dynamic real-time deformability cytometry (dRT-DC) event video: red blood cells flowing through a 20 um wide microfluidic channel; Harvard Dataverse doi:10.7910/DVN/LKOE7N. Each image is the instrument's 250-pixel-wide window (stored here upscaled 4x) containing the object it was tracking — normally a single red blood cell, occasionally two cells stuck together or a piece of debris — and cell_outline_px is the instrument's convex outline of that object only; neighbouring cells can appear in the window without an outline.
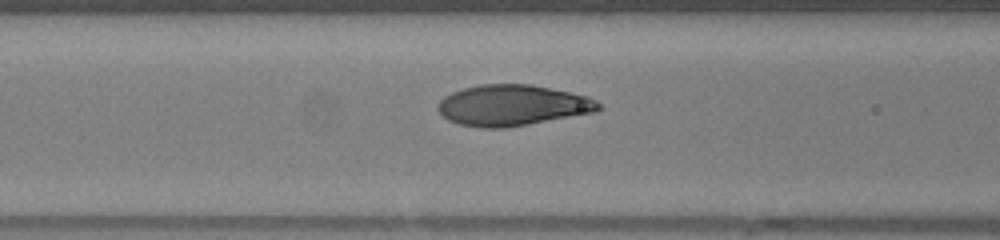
{"species": "human", "species_latin": "Homo sapiens", "temperature_condition": "warm", "stored_images_in_passage": 9, "camera_frame_rate_fps": 3000, "um_per_image_px": 0.085, "donor": {"sex": "female"}, "frame": {"image": 1, "passage_image": 7, "time_ms": 2.0, "image_size_px": [1000, 240], "cell_outline_px": [[600, 108], [596, 112], [528, 124], [504, 128], [480, 128], [460, 124], [448, 120], [436, 108], [440, 100], [444, 96], [452, 92], [464, 88], [480, 84], [528, 84], [588, 96], [596, 100], [600, 104]], "centroid_in_image_um": [43.54, 8.95], "position_along_channel_um": 123.1, "area_um2": 38.09}}